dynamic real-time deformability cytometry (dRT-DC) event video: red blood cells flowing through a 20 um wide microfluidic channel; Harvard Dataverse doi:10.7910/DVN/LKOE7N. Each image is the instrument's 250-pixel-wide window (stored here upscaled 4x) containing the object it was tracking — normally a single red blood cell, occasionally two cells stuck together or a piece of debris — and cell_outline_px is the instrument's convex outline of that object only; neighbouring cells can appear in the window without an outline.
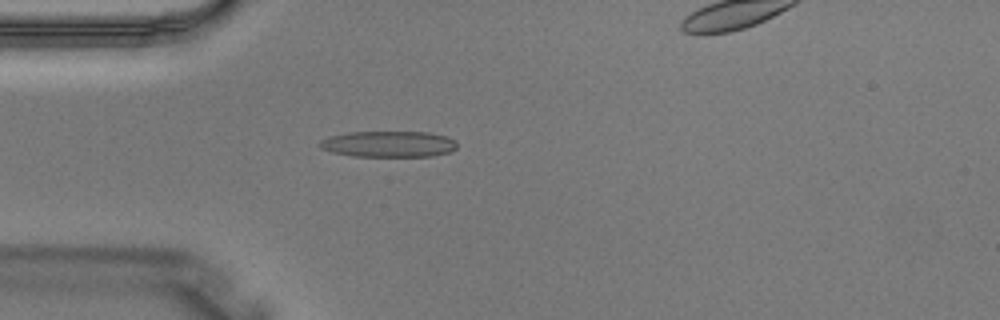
{"species": "Egyptian fruit bat (a non-hibernating species)", "species_latin": "Rousettus aegyptiacus", "temperature_condition": "warm", "stored_images_in_passage": 3, "camera_frame_rate_fps": 3000, "um_per_image_px": 0.085, "animal": {"sex": "male"}, "frame": {"image": 1, "passage_image": 2, "time_ms": 0.333, "image_size_px": [1000, 320], "cell_outline_px": [[456, 148], [452, 152], [432, 156], [352, 156], [332, 152], [320, 148], [316, 144], [320, 140], [328, 136], [348, 132], [428, 132], [448, 136], [456, 140]], "centroid_in_image_um": [33.02, 12.24], "position_along_channel_um": 52.0, "area_um2": 21.15}}